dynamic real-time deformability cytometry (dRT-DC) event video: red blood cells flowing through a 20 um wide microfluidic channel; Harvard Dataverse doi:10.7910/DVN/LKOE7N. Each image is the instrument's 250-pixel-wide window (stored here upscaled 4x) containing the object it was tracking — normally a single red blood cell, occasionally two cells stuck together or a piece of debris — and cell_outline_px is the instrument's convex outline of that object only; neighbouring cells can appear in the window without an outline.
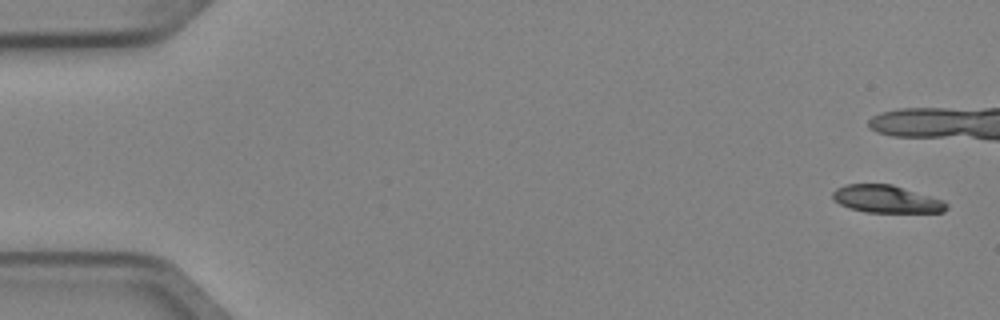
{"species": "Egyptian fruit bat (a non-hibernating species)", "species_latin": "Rousettus aegyptiacus", "temperature_condition": "cold", "stored_images_in_passage": 5, "camera_frame_rate_fps": 3000, "um_per_image_px": 0.085, "animal": {"sex": "female"}, "frame": {"image": 1, "passage_image": 1, "time_ms": 0.0, "image_size_px": [1000, 320], "cell_outline_px": [[948, 208], [944, 212], [864, 212], [848, 208], [840, 204], [832, 196], [832, 192], [836, 188], [844, 184], [892, 184], [944, 200], [948, 204]], "centroid_in_image_um": [75.35, 16.92], "position_along_channel_um": 9.6, "area_um2": 18.32}}